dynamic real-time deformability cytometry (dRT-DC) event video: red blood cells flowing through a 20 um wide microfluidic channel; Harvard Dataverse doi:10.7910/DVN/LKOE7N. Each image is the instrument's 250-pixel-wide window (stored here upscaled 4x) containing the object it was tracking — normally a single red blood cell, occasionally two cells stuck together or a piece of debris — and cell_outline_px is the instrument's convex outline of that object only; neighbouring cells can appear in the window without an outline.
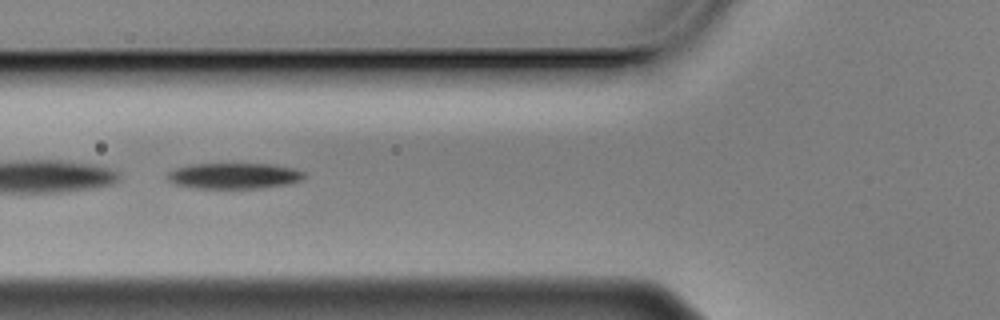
{"species": "Egyptian fruit bat (a non-hibernating species)", "species_latin": "Rousettus aegyptiacus", "temperature_condition": "cold", "stored_images_in_passage": 46, "camera_frame_rate_fps": 3000, "um_per_image_px": 0.085, "animal": {"sex": "male"}, "frame": {"image": 1, "passage_image": 11, "time_ms": 3.333, "image_size_px": [1000, 320], "cell_outline_px": [[304, 176], [300, 180], [288, 184], [260, 188], [200, 188], [176, 184], [168, 180], [168, 172], [176, 168], [192, 164], [272, 164], [296, 168], [304, 172]], "centroid_in_image_um": [19.93, 14.94], "position_along_channel_um": 105.9, "area_um2": 20.4}}
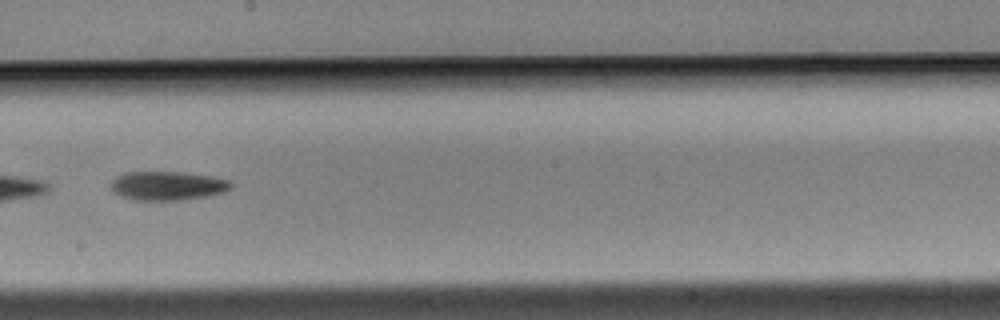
{"frame": {"image": 2, "passage_image": 22, "time_ms": 7.0, "image_size_px": [1000, 320], "cell_outline_px": [[232, 188], [224, 192], [204, 196], [180, 200], [136, 200], [124, 196], [116, 192], [108, 184], [116, 176], [124, 172], [184, 172], [208, 176], [228, 180], [232, 184]], "centroid_in_image_um": [14.22, 15.78], "position_along_channel_um": 234.0, "area_um2": 20.0}}
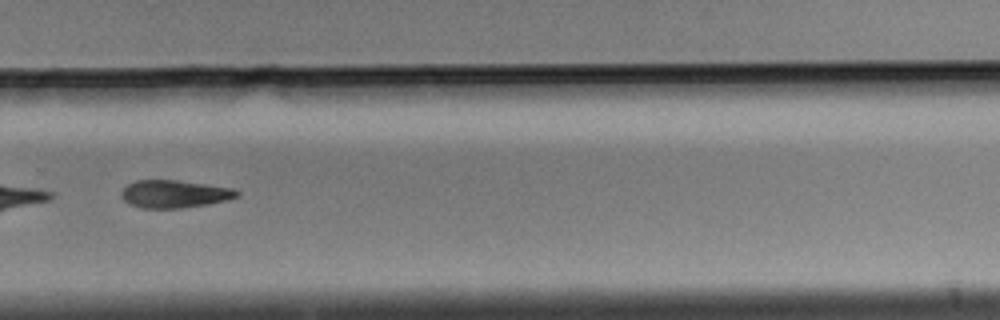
{"frame": {"image": 3, "passage_image": 29, "time_ms": 9.333, "image_size_px": [1000, 320], "cell_outline_px": [[240, 196], [228, 200], [208, 204], [180, 208], [144, 208], [128, 204], [120, 196], [120, 192], [128, 184], [136, 180], [176, 180], [232, 188], [240, 192]], "centroid_in_image_um": [14.82, 16.49], "position_along_channel_um": 315.0, "area_um2": 18.67}, "authors_computed_cell_mechanics": {"area_um2": 21.3571, "velocity_mm_per_s": 3.4874, "shape_relaxation_time_tau1_ms": 2.6171, "shape_relaxation_time_tau2_ms": null, "deformation_change_tau1": 0.0808, "deformation_change_tau2": null}}